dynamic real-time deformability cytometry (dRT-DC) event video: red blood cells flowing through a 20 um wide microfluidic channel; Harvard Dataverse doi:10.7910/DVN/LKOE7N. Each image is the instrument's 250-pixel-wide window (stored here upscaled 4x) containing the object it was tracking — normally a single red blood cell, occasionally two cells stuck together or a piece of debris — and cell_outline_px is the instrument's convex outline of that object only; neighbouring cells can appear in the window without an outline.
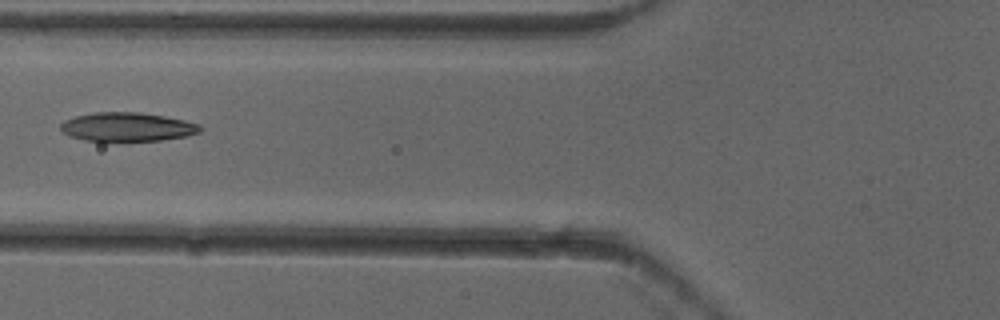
{"species": "common noctule bat (a hibernating species)", "species_latin": "Nyctalus noctula", "temperature_condition": "cold", "stored_images_in_passage": 7, "camera_frame_rate_fps": 3000, "um_per_image_px": 0.085, "animal": {"sex": "female"}, "frame": {"image": 1, "passage_image": 6, "time_ms": 1.667, "image_size_px": [1000, 320], "cell_outline_px": [[204, 128], [200, 132], [184, 136], [160, 140], [84, 140], [68, 136], [60, 128], [60, 124], [64, 120], [76, 116], [96, 112], [140, 112], [164, 116], [184, 120], [200, 124]], "centroid_in_image_um": [10.82, 10.77], "position_along_channel_um": 115.0, "area_um2": 23.24}}
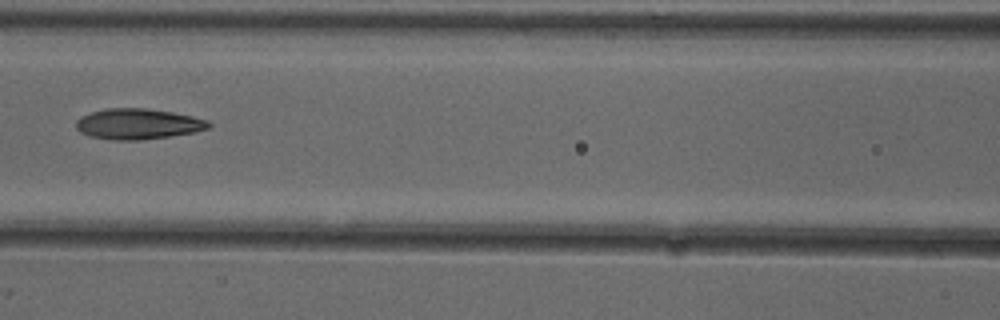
{"frame": {"image": 2, "passage_image": 7, "time_ms": 2.0, "image_size_px": [1000, 320], "cell_outline_px": [[212, 124], [208, 128], [196, 132], [140, 140], [112, 140], [88, 136], [80, 132], [76, 128], [76, 120], [80, 116], [92, 112], [108, 108], [144, 108], [172, 112], [192, 116], [208, 120]], "centroid_in_image_um": [11.71, 10.54], "position_along_channel_um": 154.9, "area_um2": 23.7}}